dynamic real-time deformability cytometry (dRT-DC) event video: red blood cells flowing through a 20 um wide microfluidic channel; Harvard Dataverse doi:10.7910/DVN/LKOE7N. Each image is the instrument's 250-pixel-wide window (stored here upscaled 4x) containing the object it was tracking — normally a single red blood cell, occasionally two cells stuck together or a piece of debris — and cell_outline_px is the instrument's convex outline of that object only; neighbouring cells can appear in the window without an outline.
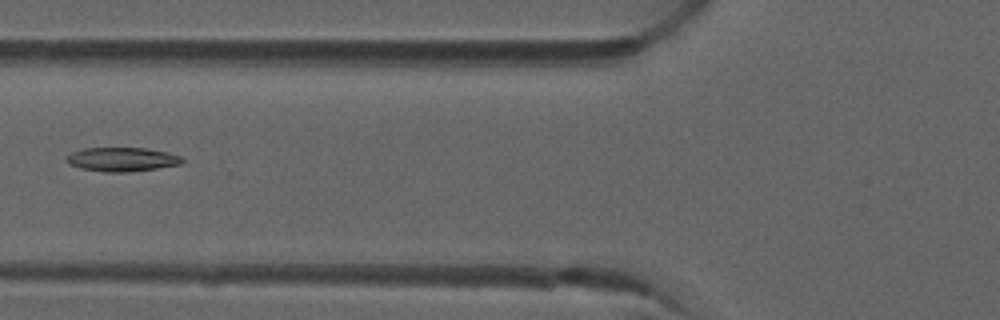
{"species": "common noctule bat (a hibernating species)", "species_latin": "Nyctalus noctula", "temperature_condition": "room temperature", "stored_images_in_passage": 8, "camera_frame_rate_fps": 3000, "um_per_image_px": 0.085, "animal": {"sex": "male", "forearm_length_mm": 52.5}, "frame": {"image": 1, "passage_image": 6, "time_ms": 1.667, "image_size_px": [1000, 320], "cell_outline_px": [[184, 160], [180, 164], [156, 168], [128, 172], [104, 172], [80, 168], [68, 164], [64, 160], [72, 152], [84, 148], [144, 148], [168, 152], [180, 156]], "centroid_in_image_um": [10.34, 13.55], "position_along_channel_um": 115.5, "area_um2": 16.13}}
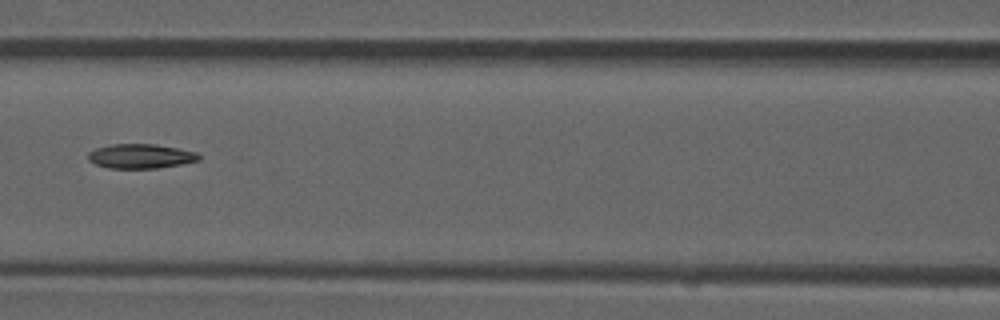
{"frame": {"image": 2, "passage_image": 7, "time_ms": 2.0, "image_size_px": [1000, 320], "cell_outline_px": [[200, 160], [180, 164], [156, 168], [108, 168], [96, 164], [88, 160], [88, 152], [96, 148], [112, 144], [156, 144], [196, 152], [200, 156]], "centroid_in_image_um": [11.93, 13.27], "position_along_channel_um": 154.7, "area_um2": 15.66}}
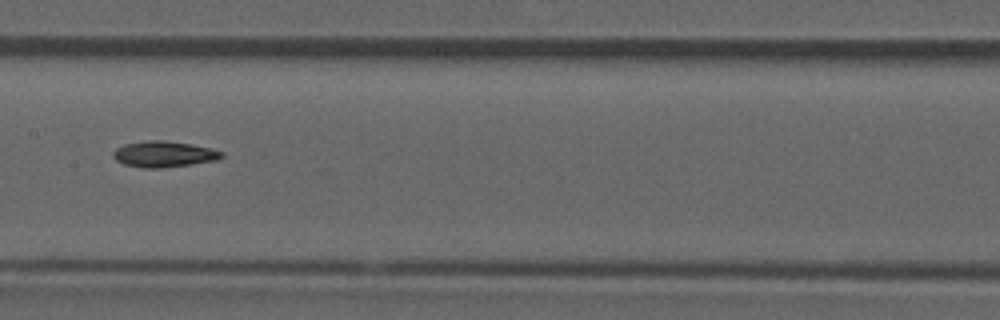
{"frame": {"image": 3, "passage_image": 8, "time_ms": 2.333, "image_size_px": [1000, 320], "cell_outline_px": [[224, 156], [216, 160], [160, 168], [144, 168], [124, 164], [116, 160], [112, 156], [112, 152], [116, 148], [124, 144], [148, 140], [164, 140], [188, 144], [208, 148], [224, 152]], "centroid_in_image_um": [13.88, 13.1], "position_along_channel_um": 193.5, "area_um2": 16.18}}